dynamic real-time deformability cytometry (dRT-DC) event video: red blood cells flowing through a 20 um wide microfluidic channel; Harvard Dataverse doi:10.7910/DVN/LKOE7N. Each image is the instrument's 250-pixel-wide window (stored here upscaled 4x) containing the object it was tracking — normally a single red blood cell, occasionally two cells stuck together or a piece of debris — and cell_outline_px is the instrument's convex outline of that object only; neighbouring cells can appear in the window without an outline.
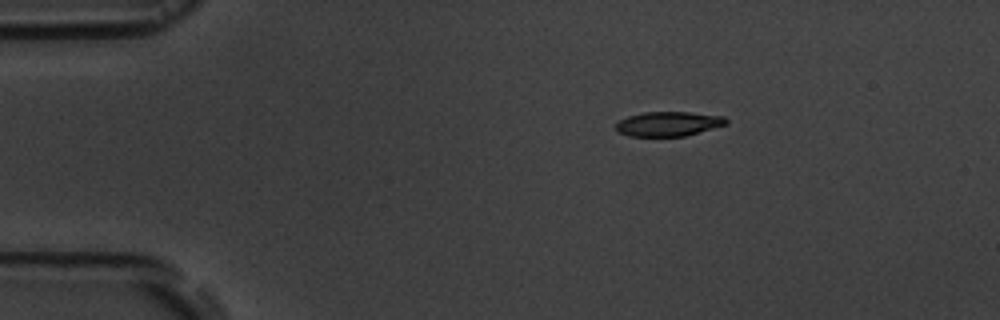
{"species": "common noctule bat (a hibernating species)", "species_latin": "Nyctalus noctula", "temperature_condition": "room temperature", "stored_images_in_passage": 3, "camera_frame_rate_fps": 3000, "um_per_image_px": 0.085, "animal": {"sex": "male", "body_mass_g": 19.5, "forearm_length_mm": 54.6}, "frame": {"image": 1, "passage_image": 1, "time_ms": 0.0, "image_size_px": [1000, 320], "cell_outline_px": [[728, 124], [684, 136], [628, 136], [616, 132], [616, 124], [620, 120], [628, 116], [644, 112], [688, 112], [724, 116], [728, 120]], "centroid_in_image_um": [56.8, 10.53], "position_along_channel_um": 28.2, "area_um2": 15.78}}